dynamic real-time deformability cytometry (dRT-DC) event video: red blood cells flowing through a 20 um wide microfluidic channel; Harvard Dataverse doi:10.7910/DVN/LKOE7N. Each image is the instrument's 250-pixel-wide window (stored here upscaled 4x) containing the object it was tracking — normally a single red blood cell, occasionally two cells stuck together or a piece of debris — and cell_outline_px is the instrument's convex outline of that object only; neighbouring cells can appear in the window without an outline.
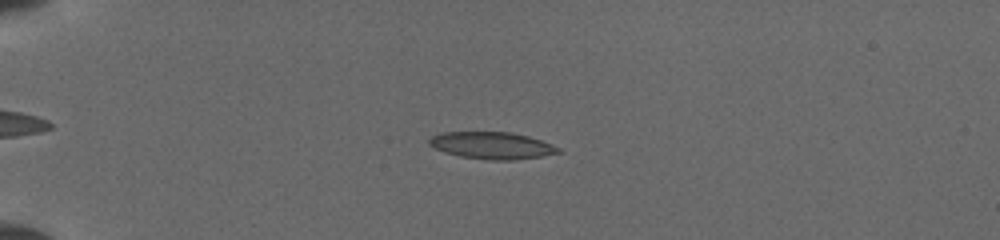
{"species": "common noctule bat (a hibernating species)", "species_latin": "Nyctalus noctula", "temperature_condition": "cold", "stored_images_in_passage": 12, "camera_frame_rate_fps": 3000, "um_per_image_px": 0.085, "animal": {"sex": "female", "body_mass_g": 19.5, "forearm_length_mm": 54.1}, "frame": {"image": 1, "passage_image": 7, "time_ms": 2.667, "image_size_px": [1000, 240], "cell_outline_px": [[564, 152], [540, 156], [512, 160], [492, 160], [460, 156], [444, 152], [428, 144], [428, 140], [432, 136], [444, 132], [508, 132], [528, 136], [552, 144], [560, 148]], "centroid_in_image_um": [41.83, 12.36], "position_along_channel_um": 43.2, "area_um2": 20.17}}